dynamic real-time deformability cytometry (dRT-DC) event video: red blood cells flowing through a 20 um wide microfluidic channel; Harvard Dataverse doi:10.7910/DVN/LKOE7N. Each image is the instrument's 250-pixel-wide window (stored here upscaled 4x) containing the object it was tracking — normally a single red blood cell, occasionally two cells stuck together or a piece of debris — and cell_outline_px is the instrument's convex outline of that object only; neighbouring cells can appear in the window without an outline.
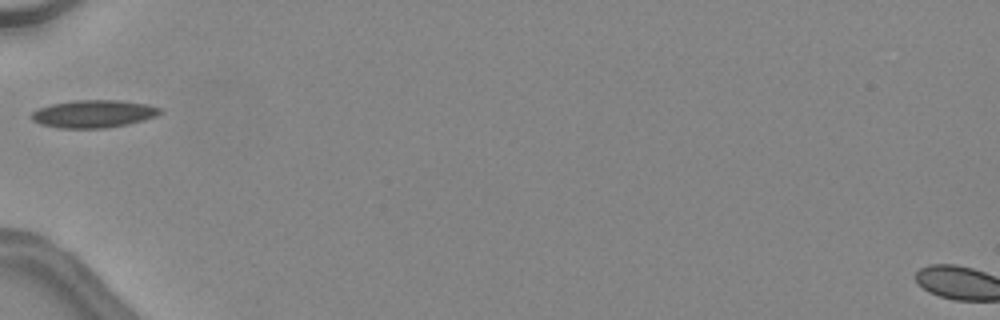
{"species": "common noctule bat (a hibernating species)", "species_latin": "Nyctalus noctula", "temperature_condition": "warm", "stored_images_in_passage": 6, "camera_frame_rate_fps": 3000, "um_per_image_px": 0.085, "animal": {"sex": "female", "body_mass_g": 24.6, "forearm_length_mm": 56.2}, "frame": {"image": 1, "passage_image": 1, "time_ms": 0.0, "image_size_px": [1000, 320], "cell_outline_px": [[160, 112], [156, 116], [144, 120], [128, 124], [104, 128], [56, 128], [40, 124], [32, 120], [28, 116], [32, 112], [40, 108], [52, 104], [76, 100], [120, 100], [148, 104], [160, 108]], "centroid_in_image_um": [7.92, 9.68], "position_along_channel_um": 77.1, "area_um2": 20.75}}